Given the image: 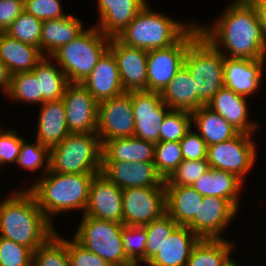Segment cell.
<instances>
[{"instance_id":"6da1fadb","label":"cell","mask_w":266,"mask_h":266,"mask_svg":"<svg viewBox=\"0 0 266 266\" xmlns=\"http://www.w3.org/2000/svg\"><path fill=\"white\" fill-rule=\"evenodd\" d=\"M198 27L200 34L224 57L266 59V39L250 0H234L212 26L198 24Z\"/></svg>"},{"instance_id":"7a4b0ae2","label":"cell","mask_w":266,"mask_h":266,"mask_svg":"<svg viewBox=\"0 0 266 266\" xmlns=\"http://www.w3.org/2000/svg\"><path fill=\"white\" fill-rule=\"evenodd\" d=\"M0 204V237L30 248L43 245L56 229L38 206L34 194L21 189Z\"/></svg>"},{"instance_id":"3957f363","label":"cell","mask_w":266,"mask_h":266,"mask_svg":"<svg viewBox=\"0 0 266 266\" xmlns=\"http://www.w3.org/2000/svg\"><path fill=\"white\" fill-rule=\"evenodd\" d=\"M97 174L48 171L28 189L34 194L43 214L53 224L52 217H56V214L76 209L85 212L90 184Z\"/></svg>"},{"instance_id":"277c9868","label":"cell","mask_w":266,"mask_h":266,"mask_svg":"<svg viewBox=\"0 0 266 266\" xmlns=\"http://www.w3.org/2000/svg\"><path fill=\"white\" fill-rule=\"evenodd\" d=\"M195 23H181L151 10L146 4L117 38L124 44L146 51L175 44Z\"/></svg>"},{"instance_id":"5b68a950","label":"cell","mask_w":266,"mask_h":266,"mask_svg":"<svg viewBox=\"0 0 266 266\" xmlns=\"http://www.w3.org/2000/svg\"><path fill=\"white\" fill-rule=\"evenodd\" d=\"M110 42L111 38L94 25L59 48L50 58L58 62L69 83H82L109 49Z\"/></svg>"},{"instance_id":"8992f818","label":"cell","mask_w":266,"mask_h":266,"mask_svg":"<svg viewBox=\"0 0 266 266\" xmlns=\"http://www.w3.org/2000/svg\"><path fill=\"white\" fill-rule=\"evenodd\" d=\"M102 144L96 133H70L50 148V170L63 174L101 173Z\"/></svg>"},{"instance_id":"52a82bcc","label":"cell","mask_w":266,"mask_h":266,"mask_svg":"<svg viewBox=\"0 0 266 266\" xmlns=\"http://www.w3.org/2000/svg\"><path fill=\"white\" fill-rule=\"evenodd\" d=\"M224 56L199 34L189 45L184 66L194 79L199 99L207 105L224 87Z\"/></svg>"},{"instance_id":"ba28073f","label":"cell","mask_w":266,"mask_h":266,"mask_svg":"<svg viewBox=\"0 0 266 266\" xmlns=\"http://www.w3.org/2000/svg\"><path fill=\"white\" fill-rule=\"evenodd\" d=\"M123 226V223L111 220L82 216L73 238L83 248L102 257L112 266H127L132 262L124 253Z\"/></svg>"},{"instance_id":"9c48e42d","label":"cell","mask_w":266,"mask_h":266,"mask_svg":"<svg viewBox=\"0 0 266 266\" xmlns=\"http://www.w3.org/2000/svg\"><path fill=\"white\" fill-rule=\"evenodd\" d=\"M200 34L195 24L173 45L147 52V91L161 93L184 66L190 43Z\"/></svg>"},{"instance_id":"30bf717a","label":"cell","mask_w":266,"mask_h":266,"mask_svg":"<svg viewBox=\"0 0 266 266\" xmlns=\"http://www.w3.org/2000/svg\"><path fill=\"white\" fill-rule=\"evenodd\" d=\"M252 134L239 132L235 137L207 147V162L210 168L235 174L243 182L252 169L257 155V146Z\"/></svg>"},{"instance_id":"8fae6325","label":"cell","mask_w":266,"mask_h":266,"mask_svg":"<svg viewBox=\"0 0 266 266\" xmlns=\"http://www.w3.org/2000/svg\"><path fill=\"white\" fill-rule=\"evenodd\" d=\"M134 128L131 92L99 102L96 134L102 145L111 139L134 137Z\"/></svg>"},{"instance_id":"7c38bea8","label":"cell","mask_w":266,"mask_h":266,"mask_svg":"<svg viewBox=\"0 0 266 266\" xmlns=\"http://www.w3.org/2000/svg\"><path fill=\"white\" fill-rule=\"evenodd\" d=\"M123 224L144 226L166 213L165 186L122 189Z\"/></svg>"},{"instance_id":"4fadbf2b","label":"cell","mask_w":266,"mask_h":266,"mask_svg":"<svg viewBox=\"0 0 266 266\" xmlns=\"http://www.w3.org/2000/svg\"><path fill=\"white\" fill-rule=\"evenodd\" d=\"M134 115V137L159 142L161 124L171 109L162 101L159 92L131 91ZM167 109V110H166Z\"/></svg>"},{"instance_id":"5bb4252c","label":"cell","mask_w":266,"mask_h":266,"mask_svg":"<svg viewBox=\"0 0 266 266\" xmlns=\"http://www.w3.org/2000/svg\"><path fill=\"white\" fill-rule=\"evenodd\" d=\"M61 100L70 133H96L99 103L81 83H69Z\"/></svg>"},{"instance_id":"9a60e30c","label":"cell","mask_w":266,"mask_h":266,"mask_svg":"<svg viewBox=\"0 0 266 266\" xmlns=\"http://www.w3.org/2000/svg\"><path fill=\"white\" fill-rule=\"evenodd\" d=\"M238 213L227 199L204 196L198 214L187 225L200 239H224L221 233Z\"/></svg>"},{"instance_id":"2e32d148","label":"cell","mask_w":266,"mask_h":266,"mask_svg":"<svg viewBox=\"0 0 266 266\" xmlns=\"http://www.w3.org/2000/svg\"><path fill=\"white\" fill-rule=\"evenodd\" d=\"M109 50L114 55L125 92L147 90V52L111 38Z\"/></svg>"},{"instance_id":"e0dca14e","label":"cell","mask_w":266,"mask_h":266,"mask_svg":"<svg viewBox=\"0 0 266 266\" xmlns=\"http://www.w3.org/2000/svg\"><path fill=\"white\" fill-rule=\"evenodd\" d=\"M82 216L123 223L122 189L103 174L94 176L89 188V200Z\"/></svg>"},{"instance_id":"ac0fdd59","label":"cell","mask_w":266,"mask_h":266,"mask_svg":"<svg viewBox=\"0 0 266 266\" xmlns=\"http://www.w3.org/2000/svg\"><path fill=\"white\" fill-rule=\"evenodd\" d=\"M101 174L121 189L165 186L154 162H102Z\"/></svg>"},{"instance_id":"d6986e66","label":"cell","mask_w":266,"mask_h":266,"mask_svg":"<svg viewBox=\"0 0 266 266\" xmlns=\"http://www.w3.org/2000/svg\"><path fill=\"white\" fill-rule=\"evenodd\" d=\"M265 59L224 58V87L248 97L257 92L262 81ZM248 95V96H247Z\"/></svg>"},{"instance_id":"ffe728a7","label":"cell","mask_w":266,"mask_h":266,"mask_svg":"<svg viewBox=\"0 0 266 266\" xmlns=\"http://www.w3.org/2000/svg\"><path fill=\"white\" fill-rule=\"evenodd\" d=\"M146 0H97L99 22L105 36L117 37L147 4Z\"/></svg>"},{"instance_id":"44dd1931","label":"cell","mask_w":266,"mask_h":266,"mask_svg":"<svg viewBox=\"0 0 266 266\" xmlns=\"http://www.w3.org/2000/svg\"><path fill=\"white\" fill-rule=\"evenodd\" d=\"M81 84L98 103L125 92L120 80L116 59L109 49Z\"/></svg>"},{"instance_id":"7402d4cb","label":"cell","mask_w":266,"mask_h":266,"mask_svg":"<svg viewBox=\"0 0 266 266\" xmlns=\"http://www.w3.org/2000/svg\"><path fill=\"white\" fill-rule=\"evenodd\" d=\"M246 99V96L223 87L212 97L206 106L221 115L239 132L252 134L259 128V124L248 119L249 107L247 106Z\"/></svg>"},{"instance_id":"603a6c76","label":"cell","mask_w":266,"mask_h":266,"mask_svg":"<svg viewBox=\"0 0 266 266\" xmlns=\"http://www.w3.org/2000/svg\"><path fill=\"white\" fill-rule=\"evenodd\" d=\"M199 240L187 226L178 225L146 266H185Z\"/></svg>"},{"instance_id":"cb8c5ba5","label":"cell","mask_w":266,"mask_h":266,"mask_svg":"<svg viewBox=\"0 0 266 266\" xmlns=\"http://www.w3.org/2000/svg\"><path fill=\"white\" fill-rule=\"evenodd\" d=\"M36 140L48 148L56 146L70 134L62 100L45 101L40 105Z\"/></svg>"},{"instance_id":"d4e9b609","label":"cell","mask_w":266,"mask_h":266,"mask_svg":"<svg viewBox=\"0 0 266 266\" xmlns=\"http://www.w3.org/2000/svg\"><path fill=\"white\" fill-rule=\"evenodd\" d=\"M75 15L42 22L40 51L44 57H50L59 48L79 36L85 28ZM46 52V53H45Z\"/></svg>"},{"instance_id":"484cf974","label":"cell","mask_w":266,"mask_h":266,"mask_svg":"<svg viewBox=\"0 0 266 266\" xmlns=\"http://www.w3.org/2000/svg\"><path fill=\"white\" fill-rule=\"evenodd\" d=\"M155 143L136 137L115 138L102 145V162H153Z\"/></svg>"},{"instance_id":"4316f807","label":"cell","mask_w":266,"mask_h":266,"mask_svg":"<svg viewBox=\"0 0 266 266\" xmlns=\"http://www.w3.org/2000/svg\"><path fill=\"white\" fill-rule=\"evenodd\" d=\"M243 183L244 182L233 173L210 168L195 181L192 187L203 197H221L229 200L239 209V192L243 187Z\"/></svg>"},{"instance_id":"83f0119b","label":"cell","mask_w":266,"mask_h":266,"mask_svg":"<svg viewBox=\"0 0 266 266\" xmlns=\"http://www.w3.org/2000/svg\"><path fill=\"white\" fill-rule=\"evenodd\" d=\"M43 58L39 48L0 32V60L11 75L32 71Z\"/></svg>"},{"instance_id":"f1b7e54d","label":"cell","mask_w":266,"mask_h":266,"mask_svg":"<svg viewBox=\"0 0 266 266\" xmlns=\"http://www.w3.org/2000/svg\"><path fill=\"white\" fill-rule=\"evenodd\" d=\"M162 101L171 110L192 112L205 104L199 99L194 79L183 66L160 93Z\"/></svg>"},{"instance_id":"f546056e","label":"cell","mask_w":266,"mask_h":266,"mask_svg":"<svg viewBox=\"0 0 266 266\" xmlns=\"http://www.w3.org/2000/svg\"><path fill=\"white\" fill-rule=\"evenodd\" d=\"M202 200L192 186H165L166 213L178 225L187 226L194 219Z\"/></svg>"},{"instance_id":"4dcf8cb0","label":"cell","mask_w":266,"mask_h":266,"mask_svg":"<svg viewBox=\"0 0 266 266\" xmlns=\"http://www.w3.org/2000/svg\"><path fill=\"white\" fill-rule=\"evenodd\" d=\"M192 123L207 147L235 137L239 131L206 105L191 112Z\"/></svg>"},{"instance_id":"1f68e13d","label":"cell","mask_w":266,"mask_h":266,"mask_svg":"<svg viewBox=\"0 0 266 266\" xmlns=\"http://www.w3.org/2000/svg\"><path fill=\"white\" fill-rule=\"evenodd\" d=\"M59 68V69H58ZM57 65L51 62L50 57H44L32 70L39 80L40 92H42L43 103L45 101L61 100L69 81L65 73Z\"/></svg>"},{"instance_id":"d6a6232c","label":"cell","mask_w":266,"mask_h":266,"mask_svg":"<svg viewBox=\"0 0 266 266\" xmlns=\"http://www.w3.org/2000/svg\"><path fill=\"white\" fill-rule=\"evenodd\" d=\"M232 248L233 244L226 239H200L185 266H222Z\"/></svg>"},{"instance_id":"836d02e7","label":"cell","mask_w":266,"mask_h":266,"mask_svg":"<svg viewBox=\"0 0 266 266\" xmlns=\"http://www.w3.org/2000/svg\"><path fill=\"white\" fill-rule=\"evenodd\" d=\"M32 266H71L67 254V239L56 231L33 252Z\"/></svg>"},{"instance_id":"e575fe53","label":"cell","mask_w":266,"mask_h":266,"mask_svg":"<svg viewBox=\"0 0 266 266\" xmlns=\"http://www.w3.org/2000/svg\"><path fill=\"white\" fill-rule=\"evenodd\" d=\"M15 102H27L31 105L43 104L42 92H40L39 80L32 71L11 75L10 88L7 94Z\"/></svg>"},{"instance_id":"d590c367","label":"cell","mask_w":266,"mask_h":266,"mask_svg":"<svg viewBox=\"0 0 266 266\" xmlns=\"http://www.w3.org/2000/svg\"><path fill=\"white\" fill-rule=\"evenodd\" d=\"M42 20L23 11L4 32L9 37L40 49Z\"/></svg>"},{"instance_id":"8d00e7d4","label":"cell","mask_w":266,"mask_h":266,"mask_svg":"<svg viewBox=\"0 0 266 266\" xmlns=\"http://www.w3.org/2000/svg\"><path fill=\"white\" fill-rule=\"evenodd\" d=\"M183 160L180 142L155 143L153 162L158 174L164 181L171 176Z\"/></svg>"},{"instance_id":"74e56055","label":"cell","mask_w":266,"mask_h":266,"mask_svg":"<svg viewBox=\"0 0 266 266\" xmlns=\"http://www.w3.org/2000/svg\"><path fill=\"white\" fill-rule=\"evenodd\" d=\"M177 226L178 224L167 213L144 225L147 235L146 264L157 254Z\"/></svg>"},{"instance_id":"f35d334b","label":"cell","mask_w":266,"mask_h":266,"mask_svg":"<svg viewBox=\"0 0 266 266\" xmlns=\"http://www.w3.org/2000/svg\"><path fill=\"white\" fill-rule=\"evenodd\" d=\"M192 126L191 112L171 110L161 124L159 142H180Z\"/></svg>"},{"instance_id":"ab89813d","label":"cell","mask_w":266,"mask_h":266,"mask_svg":"<svg viewBox=\"0 0 266 266\" xmlns=\"http://www.w3.org/2000/svg\"><path fill=\"white\" fill-rule=\"evenodd\" d=\"M16 163L26 170H38L43 167V176L50 170V148L42 145L37 140L30 144L22 141L20 153Z\"/></svg>"},{"instance_id":"60d3db41","label":"cell","mask_w":266,"mask_h":266,"mask_svg":"<svg viewBox=\"0 0 266 266\" xmlns=\"http://www.w3.org/2000/svg\"><path fill=\"white\" fill-rule=\"evenodd\" d=\"M124 253L132 263L146 265L147 235L144 226L124 225L122 228Z\"/></svg>"},{"instance_id":"b9f144b4","label":"cell","mask_w":266,"mask_h":266,"mask_svg":"<svg viewBox=\"0 0 266 266\" xmlns=\"http://www.w3.org/2000/svg\"><path fill=\"white\" fill-rule=\"evenodd\" d=\"M209 169L210 165L207 159L183 160L171 176L165 180V186H192Z\"/></svg>"},{"instance_id":"7bdbcfd3","label":"cell","mask_w":266,"mask_h":266,"mask_svg":"<svg viewBox=\"0 0 266 266\" xmlns=\"http://www.w3.org/2000/svg\"><path fill=\"white\" fill-rule=\"evenodd\" d=\"M33 251L21 244L0 237V266H32Z\"/></svg>"},{"instance_id":"ee69618b","label":"cell","mask_w":266,"mask_h":266,"mask_svg":"<svg viewBox=\"0 0 266 266\" xmlns=\"http://www.w3.org/2000/svg\"><path fill=\"white\" fill-rule=\"evenodd\" d=\"M59 0H24V11L44 21L60 19L68 14L62 10Z\"/></svg>"},{"instance_id":"f6af8a7d","label":"cell","mask_w":266,"mask_h":266,"mask_svg":"<svg viewBox=\"0 0 266 266\" xmlns=\"http://www.w3.org/2000/svg\"><path fill=\"white\" fill-rule=\"evenodd\" d=\"M24 139L14 130L6 129L4 132L0 127V165L16 163Z\"/></svg>"},{"instance_id":"bcb514c9","label":"cell","mask_w":266,"mask_h":266,"mask_svg":"<svg viewBox=\"0 0 266 266\" xmlns=\"http://www.w3.org/2000/svg\"><path fill=\"white\" fill-rule=\"evenodd\" d=\"M67 254L71 266H112L102 257L83 248L74 239L67 240Z\"/></svg>"},{"instance_id":"7dc6e473","label":"cell","mask_w":266,"mask_h":266,"mask_svg":"<svg viewBox=\"0 0 266 266\" xmlns=\"http://www.w3.org/2000/svg\"><path fill=\"white\" fill-rule=\"evenodd\" d=\"M190 129L180 141L184 160H202L207 157V144L203 138Z\"/></svg>"},{"instance_id":"c3c4849f","label":"cell","mask_w":266,"mask_h":266,"mask_svg":"<svg viewBox=\"0 0 266 266\" xmlns=\"http://www.w3.org/2000/svg\"><path fill=\"white\" fill-rule=\"evenodd\" d=\"M23 11L24 0H0V32H5Z\"/></svg>"},{"instance_id":"681fc988","label":"cell","mask_w":266,"mask_h":266,"mask_svg":"<svg viewBox=\"0 0 266 266\" xmlns=\"http://www.w3.org/2000/svg\"><path fill=\"white\" fill-rule=\"evenodd\" d=\"M256 8L263 35L266 39V0H250Z\"/></svg>"},{"instance_id":"f907efd6","label":"cell","mask_w":266,"mask_h":266,"mask_svg":"<svg viewBox=\"0 0 266 266\" xmlns=\"http://www.w3.org/2000/svg\"><path fill=\"white\" fill-rule=\"evenodd\" d=\"M11 83V73L8 67L0 60V88L5 95L8 94Z\"/></svg>"},{"instance_id":"816d5d0a","label":"cell","mask_w":266,"mask_h":266,"mask_svg":"<svg viewBox=\"0 0 266 266\" xmlns=\"http://www.w3.org/2000/svg\"><path fill=\"white\" fill-rule=\"evenodd\" d=\"M222 266H240L238 263L235 262L234 259L231 258V256L224 262Z\"/></svg>"},{"instance_id":"f5cc1de1","label":"cell","mask_w":266,"mask_h":266,"mask_svg":"<svg viewBox=\"0 0 266 266\" xmlns=\"http://www.w3.org/2000/svg\"><path fill=\"white\" fill-rule=\"evenodd\" d=\"M141 264L140 263H132L130 265H127V266H140Z\"/></svg>"}]
</instances>
